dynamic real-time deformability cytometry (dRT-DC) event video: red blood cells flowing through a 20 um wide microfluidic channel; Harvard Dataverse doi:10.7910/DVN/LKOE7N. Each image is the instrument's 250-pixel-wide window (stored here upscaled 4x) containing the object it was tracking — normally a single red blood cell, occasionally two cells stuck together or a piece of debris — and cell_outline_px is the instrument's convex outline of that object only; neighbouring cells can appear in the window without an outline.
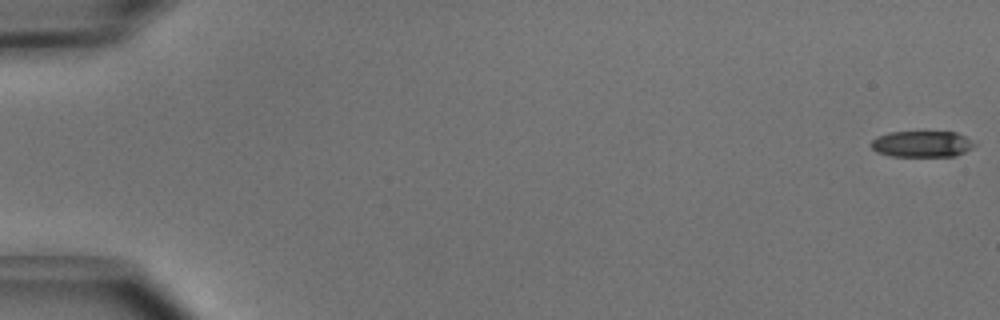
{"species": "common noctule bat (a hibernating species)", "species_latin": "Nyctalus noctula", "temperature_condition": "cold", "stored_images_in_passage": 51, "camera_frame_rate_fps": 3000, "um_per_image_px": 0.085, "animal": {"sex": "male", "body_mass_g": 15.6}, "frame": {"image": 1, "passage_image": 1, "time_ms": 0.0, "image_size_px": [1000, 320], "cell_outline_px": [[976, 144], [964, 152], [956, 156], [892, 156], [876, 152], [868, 144], [876, 136], [888, 132], [924, 128], [956, 132], [964, 136]], "centroid_in_image_um": [78.3, 12.17], "position_along_channel_um": 6.7, "area_um2": 16.76}}
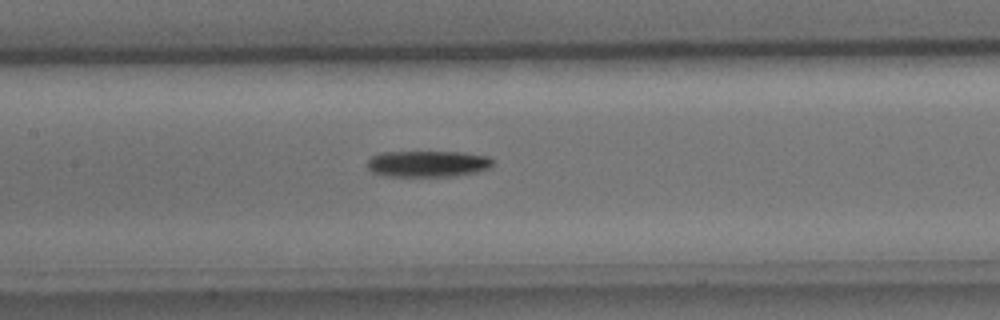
{"frame": {"image": 2, "passage_image": 25, "time_ms": 8.0, "image_size_px": [1000, 320], "cell_outline_px": [[492, 164], [488, 168], [476, 172], [456, 176], [384, 176], [372, 172], [368, 168], [368, 160], [372, 156], [380, 152], [464, 152], [488, 156], [492, 160]], "centroid_in_image_um": [36.34, 13.92], "position_along_channel_um": 171.1, "area_um2": 19.25}}
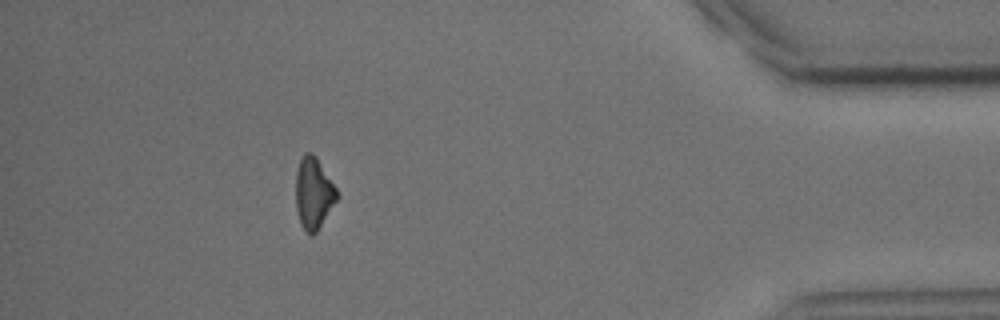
{"frame": {"image": 3, "passage_image": 46, "time_ms": 15.0, "image_size_px": [1000, 320], "cell_outline_px": [[340, 196], [316, 232], [312, 236], [300, 224], [296, 208], [296, 172], [300, 160], [304, 152], [312, 152], [316, 156], [336, 188]], "centroid_in_image_um": [26.66, 16.41], "position_along_channel_um": 408.5, "area_um2": 17.11}, "authors_computed_cell_mechanics": {"area_um2": 18.0336, "velocity_mm_per_s": 4.0437, "shape_relaxation_time_tau1_ms": 2.1643, "shape_relaxation_time_tau2_ms": null, "deformation_change_tau1": 0.0923, "deformation_change_tau2": null}}